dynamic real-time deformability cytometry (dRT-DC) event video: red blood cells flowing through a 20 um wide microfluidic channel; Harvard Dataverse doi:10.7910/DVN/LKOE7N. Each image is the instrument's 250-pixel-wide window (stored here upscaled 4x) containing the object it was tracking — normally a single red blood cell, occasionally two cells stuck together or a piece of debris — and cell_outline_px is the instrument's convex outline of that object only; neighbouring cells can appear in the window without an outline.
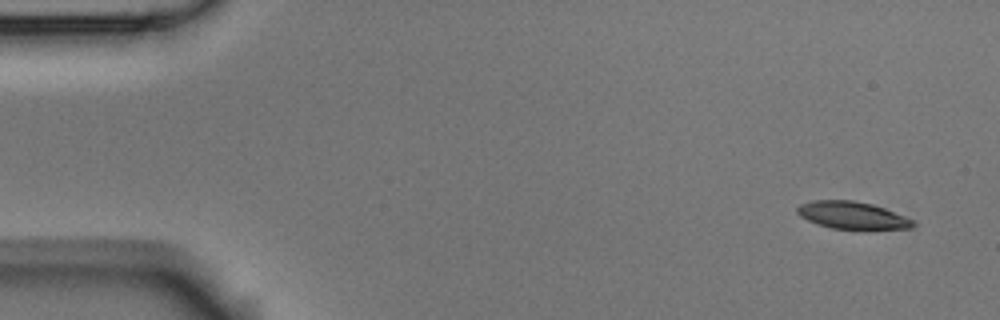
{"species": "Egyptian fruit bat (a non-hibernating species)", "species_latin": "Rousettus aegyptiacus", "temperature_condition": "room temperature", "stored_images_in_passage": 5, "camera_frame_rate_fps": 3000, "um_per_image_px": 0.085, "animal": {"sex": "male"}, "frame": {"image": 1, "passage_image": 1, "time_ms": 0.0, "image_size_px": [1000, 320], "cell_outline_px": [[916, 224], [912, 228], [864, 232], [832, 228], [808, 220], [800, 216], [796, 212], [796, 208], [800, 204], [812, 200], [852, 200], [872, 204], [884, 208], [904, 216], [912, 220]], "centroid_in_image_um": [72.49, 18.35], "position_along_channel_um": 12.5, "area_um2": 19.13}}